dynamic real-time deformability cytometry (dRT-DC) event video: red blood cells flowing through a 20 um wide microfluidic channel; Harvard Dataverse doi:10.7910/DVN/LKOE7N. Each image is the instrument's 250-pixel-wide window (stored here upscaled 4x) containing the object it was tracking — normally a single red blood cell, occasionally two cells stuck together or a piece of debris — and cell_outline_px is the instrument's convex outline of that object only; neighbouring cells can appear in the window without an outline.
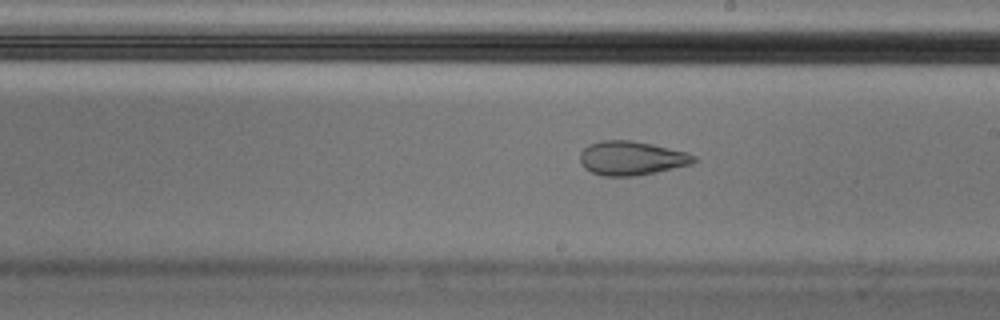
{"species": "Egyptian fruit bat (a non-hibernating species)", "species_latin": "Rousettus aegyptiacus", "temperature_condition": "cold", "stored_images_in_passage": 57, "camera_frame_rate_fps": 3000, "um_per_image_px": 0.085, "animal": {"sex": "male"}, "frame": {"image": 1, "passage_image": 33, "time_ms": 10.667, "image_size_px": [1000, 320], "cell_outline_px": [[696, 160], [692, 164], [636, 176], [604, 176], [592, 172], [584, 168], [580, 164], [580, 152], [588, 144], [600, 140], [632, 140], [652, 144], [688, 152], [696, 156]], "centroid_in_image_um": [53.66, 13.43], "position_along_channel_um": 235.3, "area_um2": 22.72}, "authors_computed_cell_mechanics": {"area_um2": 23.6402, "velocity_mm_per_s": 3.5486, "shape_relaxation_time_tau1_ms": null, "shape_relaxation_time_tau2_ms": 1.6027, "deformation_change_tau1": null, "deformation_change_tau2": 0.0759}}